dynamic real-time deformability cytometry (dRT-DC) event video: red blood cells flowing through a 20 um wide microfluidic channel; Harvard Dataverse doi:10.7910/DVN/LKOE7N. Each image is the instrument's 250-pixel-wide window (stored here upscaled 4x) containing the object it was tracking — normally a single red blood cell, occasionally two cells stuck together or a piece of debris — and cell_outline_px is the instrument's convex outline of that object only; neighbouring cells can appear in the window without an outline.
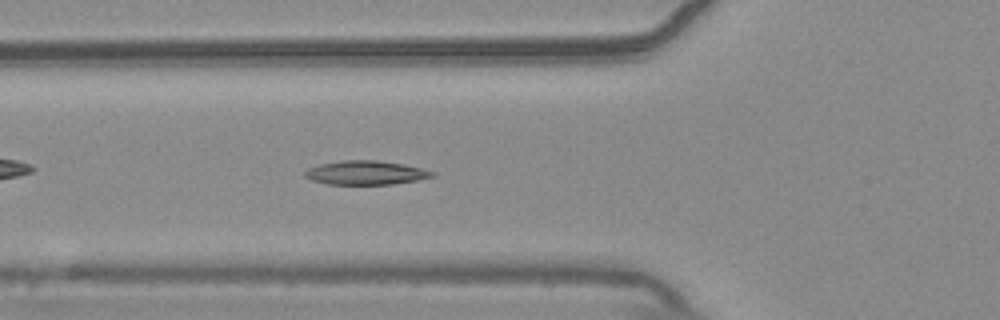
{"species": "common noctule bat (a hibernating species)", "species_latin": "Nyctalus noctula", "temperature_condition": "warm", "stored_images_in_passage": 42, "camera_frame_rate_fps": 3000, "um_per_image_px": 0.085, "animal": {"sex": "male", "body_mass_g": 20.4}, "frame": {"image": 1, "passage_image": 7, "time_ms": 2.0, "image_size_px": [1000, 320], "cell_outline_px": [[436, 176], [416, 180], [392, 184], [328, 184], [312, 180], [304, 176], [304, 172], [308, 168], [320, 164], [340, 160], [376, 160], [404, 164], [436, 172]], "centroid_in_image_um": [31.09, 14.67], "position_along_channel_um": 94.7, "area_um2": 17.74}}
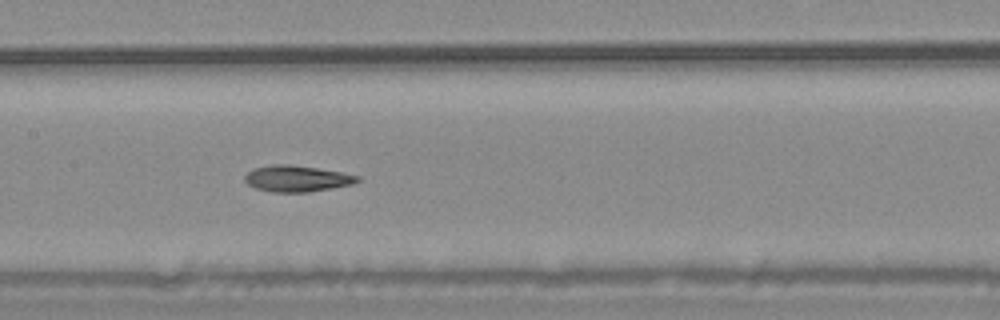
{"frame": {"image": 2, "passage_image": 14, "time_ms": 4.333, "image_size_px": [1000, 320], "cell_outline_px": [[360, 180], [352, 184], [332, 188], [308, 192], [272, 192], [256, 188], [248, 184], [244, 180], [244, 176], [252, 168], [272, 164], [288, 164], [316, 168], [340, 172], [360, 176]], "centroid_in_image_um": [25.2, 15.18], "position_along_channel_um": 182.2, "area_um2": 17.17}}
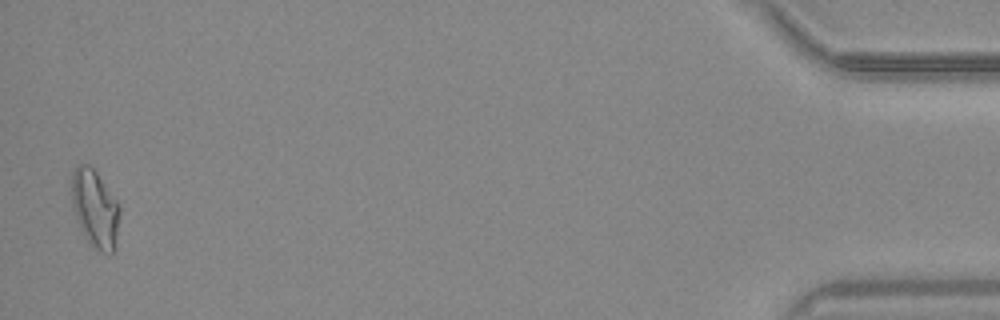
{"frame": {"image": 3, "passage_image": 41, "time_ms": 13.333, "image_size_px": [1000, 320], "cell_outline_px": [[120, 212], [116, 248], [112, 252], [100, 252], [84, 236], [72, 208], [72, 172], [80, 164], [88, 164], [96, 172], [116, 200], [120, 208]], "centroid_in_image_um": [8.09, 17.75], "position_along_channel_um": 427.1, "area_um2": 21.5}, "authors_computed_cell_mechanics": {"area_um2": 17.3689, "velocity_mm_per_s": 3.7244, "shape_relaxation_time_tau1_ms": null, "shape_relaxation_time_tau2_ms": 4.3824, "deformation_change_tau1": null, "deformation_change_tau2": 0.0961}}